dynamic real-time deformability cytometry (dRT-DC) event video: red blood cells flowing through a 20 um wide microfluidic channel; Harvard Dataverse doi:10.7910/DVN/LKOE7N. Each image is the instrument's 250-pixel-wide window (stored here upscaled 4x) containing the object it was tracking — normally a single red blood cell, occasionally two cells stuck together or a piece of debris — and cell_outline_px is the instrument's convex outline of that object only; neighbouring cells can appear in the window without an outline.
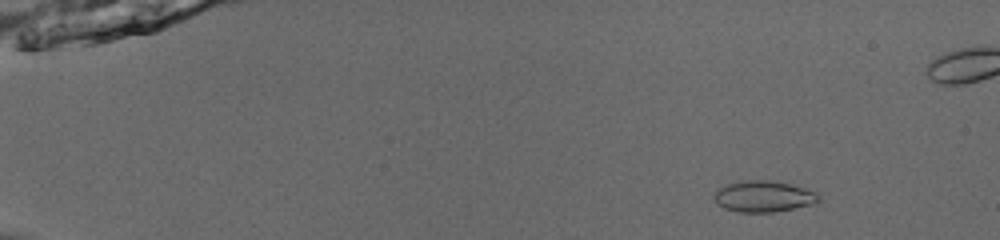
{"species": "common noctule bat (a hibernating species)", "species_latin": "Nyctalus noctula", "temperature_condition": "room temperature", "stored_images_in_passage": 53, "camera_frame_rate_fps": 3000, "um_per_image_px": 0.085, "animal": {"sex": "male", "body_mass_g": 13.0, "forearm_length_mm": 53.1}, "frame": {"image": 1, "passage_image": 8, "time_ms": 2.333, "image_size_px": [1000, 240], "cell_outline_px": [[820, 200], [816, 204], [772, 212], [740, 212], [724, 208], [716, 204], [712, 196], [720, 188], [728, 184], [744, 180], [772, 180], [804, 188], [816, 192], [820, 196]], "centroid_in_image_um": [64.91, 16.7], "position_along_channel_um": 20.1, "area_um2": 19.02}}
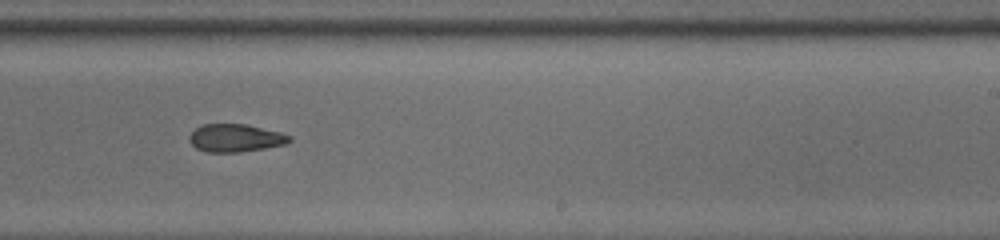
{"frame": {"image": 2, "passage_image": 36, "time_ms": 11.667, "image_size_px": [1000, 240], "cell_outline_px": [[292, 140], [284, 144], [264, 148], [240, 152], [204, 152], [196, 148], [188, 140], [188, 136], [200, 124], [244, 124], [280, 132], [292, 136]], "centroid_in_image_um": [19.98, 11.73], "position_along_channel_um": 269.0, "area_um2": 16.24}}
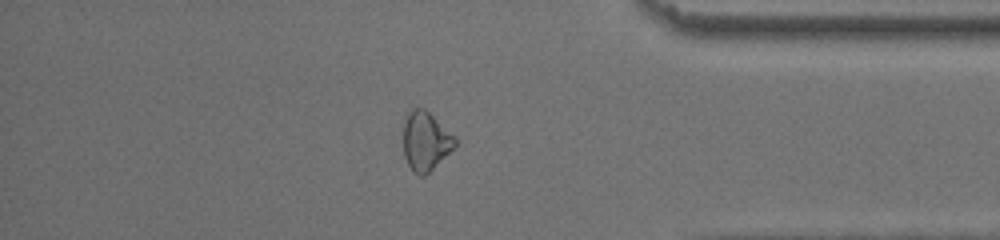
{"frame": {"image": 3, "passage_image": 47, "time_ms": 15.333, "image_size_px": [1000, 240], "cell_outline_px": [[456, 144], [424, 176], [420, 176], [412, 172], [404, 156], [404, 120], [408, 112], [412, 108], [424, 108], [456, 136]], "centroid_in_image_um": [36.15, 11.97], "position_along_channel_um": 399.0, "area_um2": 17.51}}